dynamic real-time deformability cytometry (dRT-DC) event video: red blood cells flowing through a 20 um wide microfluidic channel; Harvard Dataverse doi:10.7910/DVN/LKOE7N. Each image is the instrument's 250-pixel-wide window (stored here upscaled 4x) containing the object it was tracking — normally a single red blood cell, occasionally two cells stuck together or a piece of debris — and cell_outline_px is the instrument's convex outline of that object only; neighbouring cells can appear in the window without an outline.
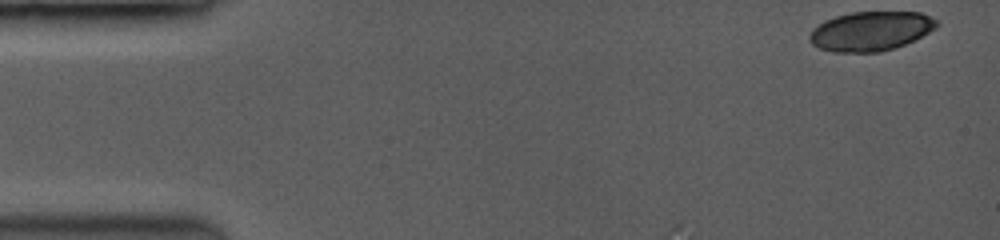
{"species": "common noctule bat (a hibernating species)", "species_latin": "Nyctalus noctula", "temperature_condition": "room temperature", "stored_images_in_passage": 11, "camera_frame_rate_fps": 3500, "um_per_image_px": 0.085, "animal": {"sex": "female", "body_mass_g": 19.0, "forearm_length_mm": 53.3}, "frame": {"image": 1, "passage_image": 1, "time_ms": 0.0, "image_size_px": [1000, 240], "cell_outline_px": [[936, 24], [928, 32], [904, 44], [892, 48], [876, 52], [836, 52], [820, 48], [812, 44], [812, 32], [820, 24], [836, 16], [852, 12], [920, 12], [936, 20]], "centroid_in_image_um": [74.01, 2.64], "position_along_channel_um": 11.0, "area_um2": 28.15}}